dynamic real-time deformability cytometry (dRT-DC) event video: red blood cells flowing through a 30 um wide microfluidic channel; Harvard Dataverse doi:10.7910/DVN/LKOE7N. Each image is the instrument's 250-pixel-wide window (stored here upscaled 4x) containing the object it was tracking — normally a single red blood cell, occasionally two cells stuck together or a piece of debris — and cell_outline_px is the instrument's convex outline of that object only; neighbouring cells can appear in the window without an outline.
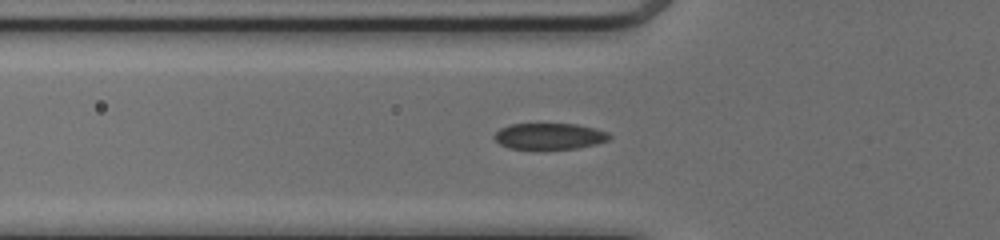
{"species": "common noctule bat (a hibernating species)", "species_latin": "Nyctalus noctula", "temperature_condition": "cold", "stored_images_in_passage": 49, "camera_frame_rate_fps": 3000, "um_per_image_px": 0.085, "animal": {"sex": "female", "body_mass_g": 17.0, "forearm_length_mm": 48.0}, "frame": {"image": 1, "passage_image": 16, "time_ms": 5.0, "image_size_px": [1000, 240], "cell_outline_px": [[612, 136], [608, 140], [596, 144], [576, 148], [508, 148], [500, 144], [492, 136], [500, 128], [512, 124], [576, 124], [596, 128], [608, 132]], "centroid_in_image_um": [46.72, 11.56], "position_along_channel_um": 79.1, "area_um2": 17.4}}
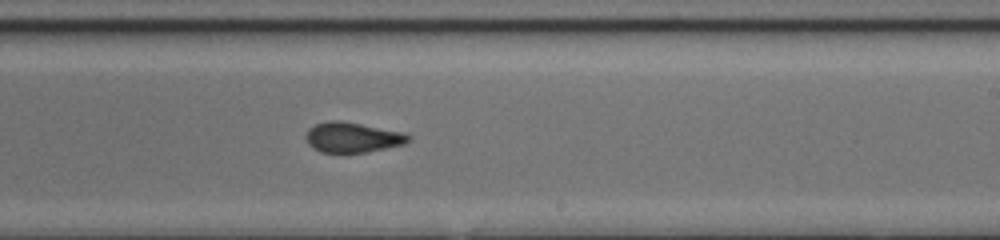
{"frame": {"image": 2, "passage_image": 29, "time_ms": 9.333, "image_size_px": [1000, 240], "cell_outline_px": [[412, 140], [404, 144], [368, 152], [320, 152], [312, 148], [308, 144], [304, 136], [308, 128], [316, 124], [328, 120], [340, 120], [404, 132], [412, 136]], "centroid_in_image_um": [29.96, 11.67], "position_along_channel_um": 259.0, "area_um2": 18.26}}
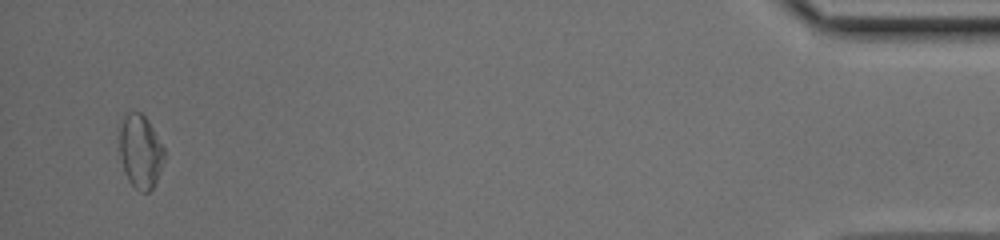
{"frame": {"image": 3, "passage_image": 47, "time_ms": 15.333, "image_size_px": [1000, 240], "cell_outline_px": [[164, 160], [156, 180], [152, 188], [148, 192], [140, 192], [128, 180], [124, 172], [120, 156], [120, 128], [124, 116], [128, 112], [140, 112], [148, 120], [164, 148]], "centroid_in_image_um": [11.93, 12.88], "position_along_channel_um": 423.3, "area_um2": 18.96}, "authors_computed_cell_mechanics": {"area_um2": 18.6116, "velocity_mm_per_s": 4.1449, "shape_relaxation_time_tau1_ms": 4.3897, "shape_relaxation_time_tau2_ms": 1.2781, "deformation_change_tau1": 0.1332, "deformation_change_tau2": 0.0806}}